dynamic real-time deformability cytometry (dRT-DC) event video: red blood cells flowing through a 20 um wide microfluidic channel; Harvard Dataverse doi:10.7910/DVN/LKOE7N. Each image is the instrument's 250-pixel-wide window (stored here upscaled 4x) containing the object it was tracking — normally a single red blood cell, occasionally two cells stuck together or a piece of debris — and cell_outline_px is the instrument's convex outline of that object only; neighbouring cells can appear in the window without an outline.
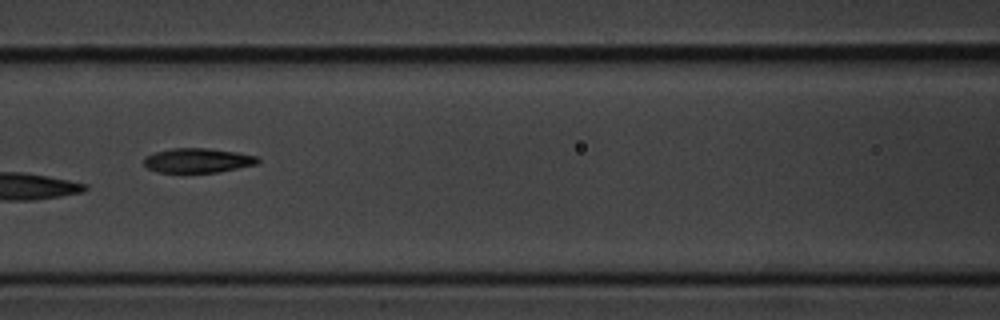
{"species": "common noctule bat (a hibernating species)", "species_latin": "Nyctalus noctula", "temperature_condition": "cold", "stored_images_in_passage": 11, "camera_frame_rate_fps": 3000, "um_per_image_px": 0.085, "animal": {"sex": "male", "body_mass_g": 20.1, "forearm_length_mm": 53.5}, "frame": {"image": 1, "passage_image": 7, "time_ms": 2.0, "image_size_px": [1000, 320], "cell_outline_px": [[260, 160], [256, 164], [216, 172], [160, 172], [148, 168], [144, 164], [144, 156], [156, 152], [172, 148], [208, 148], [236, 152], [260, 156]], "centroid_in_image_um": [16.82, 13.62], "position_along_channel_um": 149.8, "area_um2": 16.13}}
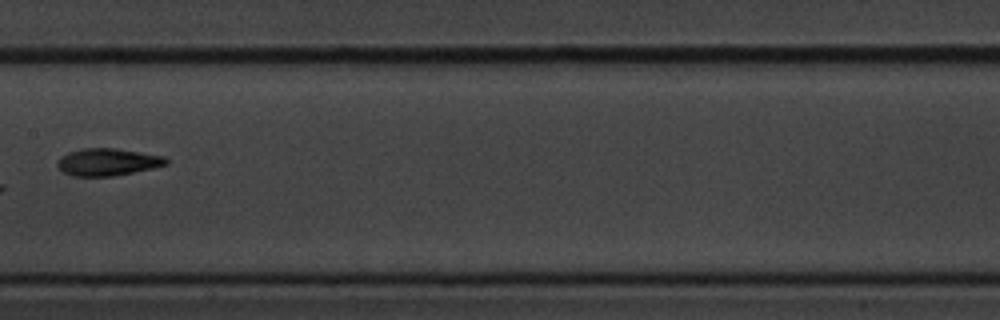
{"frame": {"image": 2, "passage_image": 8, "time_ms": 2.333, "image_size_px": [1000, 320], "cell_outline_px": [[168, 164], [152, 168], [112, 176], [72, 176], [64, 172], [56, 164], [60, 156], [68, 152], [80, 148], [116, 148], [164, 156], [168, 160]], "centroid_in_image_um": [9.12, 13.76], "position_along_channel_um": 198.3, "area_um2": 17.22}}
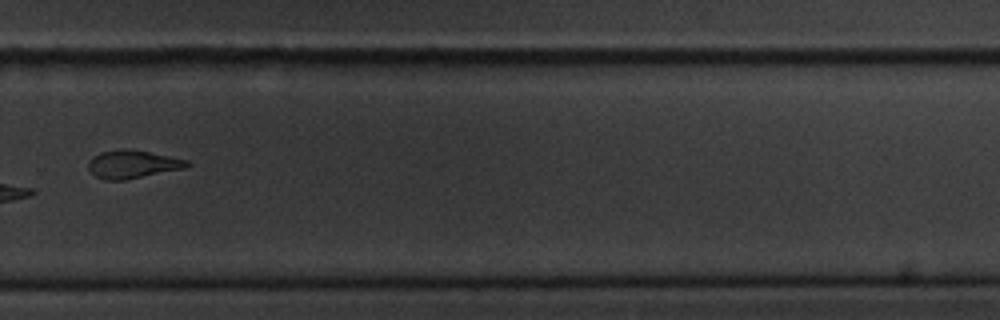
{"frame": {"image": 3, "passage_image": 11, "time_ms": 3.333, "image_size_px": [1000, 320], "cell_outline_px": [[192, 164], [188, 168], [124, 180], [104, 180], [96, 176], [88, 168], [88, 160], [92, 156], [100, 152], [124, 148], [148, 152], [188, 160]], "centroid_in_image_um": [11.28, 13.96], "position_along_channel_um": 318.5, "area_um2": 16.24}}